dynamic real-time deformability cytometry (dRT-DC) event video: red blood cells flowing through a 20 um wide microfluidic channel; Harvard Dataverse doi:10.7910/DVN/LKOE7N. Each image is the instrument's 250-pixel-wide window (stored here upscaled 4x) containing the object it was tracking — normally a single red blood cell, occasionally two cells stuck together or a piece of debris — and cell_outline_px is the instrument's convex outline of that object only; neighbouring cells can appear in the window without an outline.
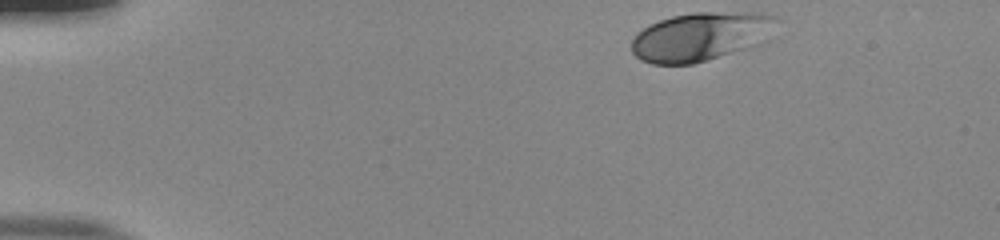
{"species": "human", "species_latin": "Homo sapiens", "temperature_condition": "room temperature", "stored_images_in_passage": 39, "camera_frame_rate_fps": 3000, "um_per_image_px": 0.085, "donor": {"sex": "male"}, "frame": {"image": 1, "passage_image": 1, "time_ms": 0.0, "image_size_px": [1000, 240], "cell_outline_px": [[784, 20], [744, 48], [692, 64], [652, 64], [640, 60], [632, 52], [632, 40], [636, 32], [660, 20], [672, 16], [692, 12], [760, 12], [776, 16]], "centroid_in_image_um": [59.48, 3.07], "position_along_channel_um": 25.5, "area_um2": 40.29}}
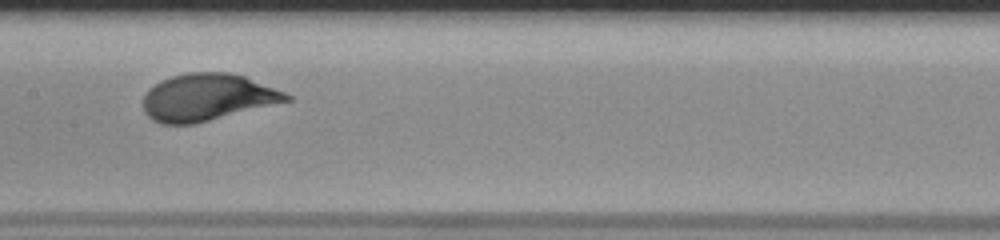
{"frame": {"image": 2, "passage_image": 21, "time_ms": 6.667, "image_size_px": [1000, 240], "cell_outline_px": [[292, 100], [196, 124], [164, 124], [152, 120], [144, 112], [144, 96], [148, 88], [172, 76], [188, 72], [228, 72], [244, 76], [284, 92], [292, 96]], "centroid_in_image_um": [17.62, 8.28], "position_along_channel_um": 189.8, "area_um2": 39.13}}
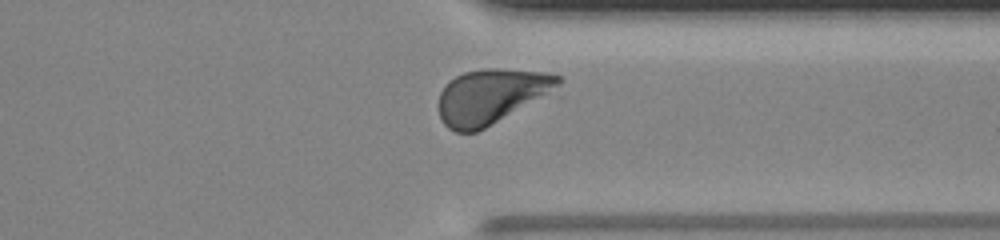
{"frame": {"image": 3, "passage_image": 35, "time_ms": 11.333, "image_size_px": [1000, 240], "cell_outline_px": [[564, 80], [560, 96], [476, 132], [456, 132], [448, 128], [444, 124], [440, 116], [440, 92], [456, 76], [464, 72], [488, 68], [496, 68], [544, 72], [560, 76]], "centroid_in_image_um": [42.01, 8.21], "position_along_channel_um": 369.4, "area_um2": 40.29}, "authors_computed_cell_mechanics": {"area_um2": 39.1884, "velocity_mm_per_s": 3.8479, "shape_relaxation_time_tau1_ms": 2.1049, "shape_relaxation_time_tau2_ms": null, "deformation_change_tau1": 0.144, "deformation_change_tau2": null}}